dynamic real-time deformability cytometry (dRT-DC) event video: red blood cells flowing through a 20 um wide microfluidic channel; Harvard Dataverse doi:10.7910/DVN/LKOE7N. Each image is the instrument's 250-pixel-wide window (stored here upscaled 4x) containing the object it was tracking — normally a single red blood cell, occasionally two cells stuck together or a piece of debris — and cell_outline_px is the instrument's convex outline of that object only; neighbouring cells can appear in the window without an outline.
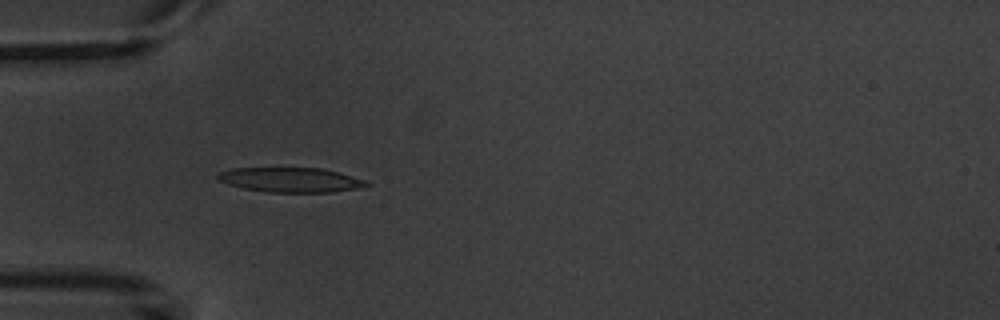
{"species": "common noctule bat (a hibernating species)", "species_latin": "Nyctalus noctula", "temperature_condition": "warm", "stored_images_in_passage": 5, "camera_frame_rate_fps": 3000, "um_per_image_px": 0.085, "animal": {"sex": "male", "body_mass_g": 20.1, "forearm_length_mm": 53.5}, "frame": {"image": 1, "passage_image": 4, "time_ms": 3.333, "image_size_px": [1000, 320], "cell_outline_px": [[372, 184], [356, 188], [332, 192], [268, 192], [244, 188], [228, 184], [220, 180], [216, 176], [220, 172], [232, 168], [320, 168], [340, 172], [368, 180]], "centroid_in_image_um": [24.76, 15.28], "position_along_channel_um": 60.2, "area_um2": 21.33}}